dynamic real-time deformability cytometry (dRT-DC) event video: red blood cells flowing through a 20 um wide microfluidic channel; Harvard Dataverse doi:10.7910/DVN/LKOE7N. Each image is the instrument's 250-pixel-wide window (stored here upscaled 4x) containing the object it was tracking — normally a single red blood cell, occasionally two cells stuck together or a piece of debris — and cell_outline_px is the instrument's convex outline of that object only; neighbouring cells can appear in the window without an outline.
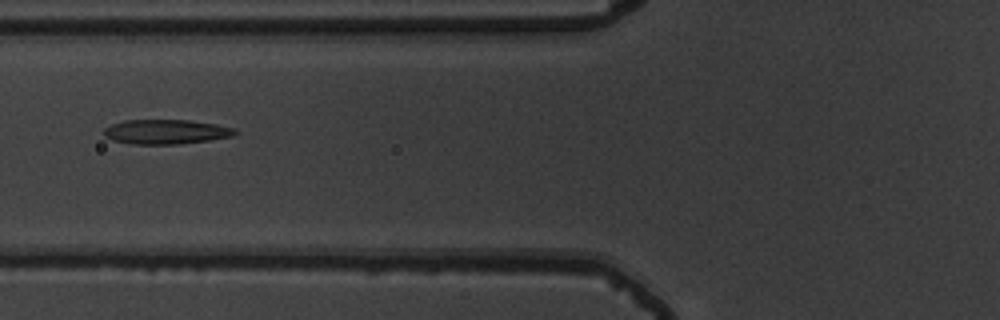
{"species": "common noctule bat (a hibernating species)", "species_latin": "Nyctalus noctula", "temperature_condition": "warm", "stored_images_in_passage": 37, "camera_frame_rate_fps": 3000, "um_per_image_px": 0.085, "animal": {"sex": "male", "body_mass_g": 19.5, "forearm_length_mm": 54.6}, "frame": {"image": 1, "passage_image": 5, "time_ms": 1.333, "image_size_px": [1000, 320], "cell_outline_px": [[240, 132], [232, 136], [208, 140], [180, 144], [136, 144], [112, 140], [104, 136], [104, 128], [112, 124], [124, 120], [188, 120], [216, 124], [232, 128]], "centroid_in_image_um": [14.1, 11.2], "position_along_channel_um": 111.7, "area_um2": 18.67}}
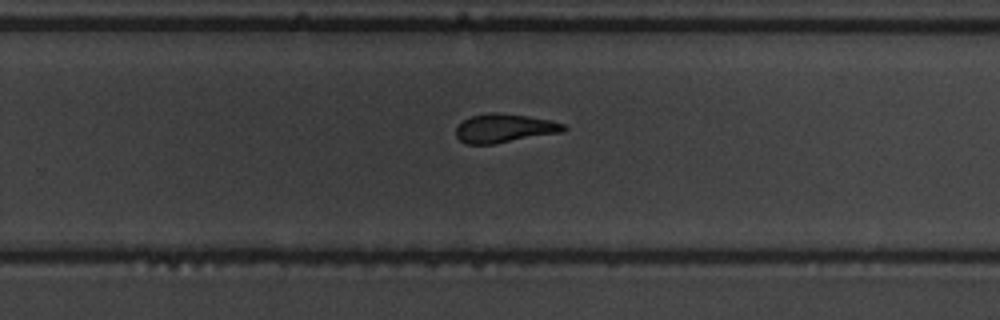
{"frame": {"image": 2, "passage_image": 19, "time_ms": 6.0, "image_size_px": [1000, 320], "cell_outline_px": [[568, 128], [564, 132], [496, 144], [464, 144], [456, 136], [456, 128], [464, 120], [472, 116], [492, 112], [496, 112], [528, 116], [552, 120], [564, 124]], "centroid_in_image_um": [42.91, 10.91], "position_along_channel_um": 286.9, "area_um2": 18.21}}
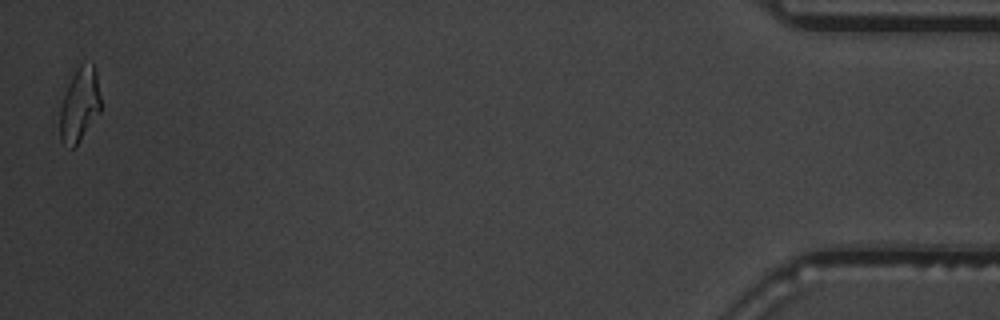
{"frame": {"image": 3, "passage_image": 37, "time_ms": 12.0, "image_size_px": [1000, 320], "cell_outline_px": [[100, 112], [76, 144], [72, 148], [60, 140], [60, 108], [68, 84], [76, 68], [80, 64], [92, 64], [96, 72], [100, 96]], "centroid_in_image_um": [6.76, 8.89], "position_along_channel_um": 428.4, "area_um2": 17.11}, "authors_computed_cell_mechanics": {"area_um2": 18.496, "velocity_mm_per_s": 3.7628, "shape_relaxation_time_tau1_ms": 11.3344, "shape_relaxation_time_tau2_ms": 2.2955, "deformation_change_tau1": 0.2609, "deformation_change_tau2": 0.107}}